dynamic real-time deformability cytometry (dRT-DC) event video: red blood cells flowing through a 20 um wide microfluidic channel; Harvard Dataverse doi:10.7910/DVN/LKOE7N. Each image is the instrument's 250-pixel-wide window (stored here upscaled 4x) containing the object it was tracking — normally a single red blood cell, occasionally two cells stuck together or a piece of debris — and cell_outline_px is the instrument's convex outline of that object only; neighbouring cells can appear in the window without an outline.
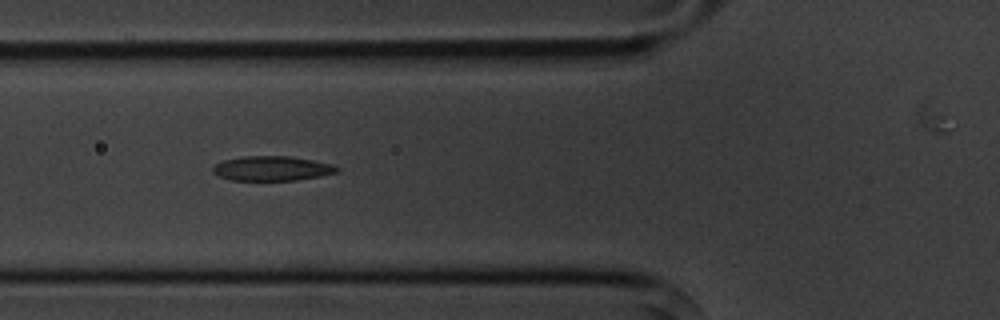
{"species": "common noctule bat (a hibernating species)", "species_latin": "Nyctalus noctula", "temperature_condition": "cold", "stored_images_in_passage": 6, "camera_frame_rate_fps": 3000, "um_per_image_px": 0.085, "animal": {"sex": "male", "body_mass_g": 20.1, "forearm_length_mm": 53.5}, "frame": {"image": 1, "passage_image": 5, "time_ms": 5.667, "image_size_px": [1000, 320], "cell_outline_px": [[340, 172], [320, 176], [296, 180], [232, 180], [220, 176], [212, 172], [212, 168], [216, 164], [224, 160], [244, 156], [288, 156], [312, 160], [332, 164], [340, 168]], "centroid_in_image_um": [23.15, 14.31], "position_along_channel_um": 102.7, "area_um2": 17.74}}
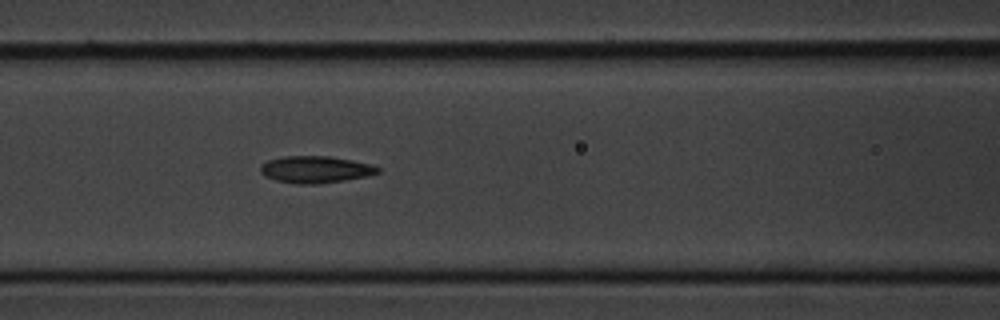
{"frame": {"image": 2, "passage_image": 6, "time_ms": 6.667, "image_size_px": [1000, 320], "cell_outline_px": [[380, 172], [364, 176], [344, 180], [316, 184], [296, 184], [276, 180], [264, 176], [260, 172], [260, 164], [268, 160], [284, 156], [328, 156], [352, 160], [368, 164], [380, 168]], "centroid_in_image_um": [26.75, 14.4], "position_along_channel_um": 139.8, "area_um2": 18.26}}